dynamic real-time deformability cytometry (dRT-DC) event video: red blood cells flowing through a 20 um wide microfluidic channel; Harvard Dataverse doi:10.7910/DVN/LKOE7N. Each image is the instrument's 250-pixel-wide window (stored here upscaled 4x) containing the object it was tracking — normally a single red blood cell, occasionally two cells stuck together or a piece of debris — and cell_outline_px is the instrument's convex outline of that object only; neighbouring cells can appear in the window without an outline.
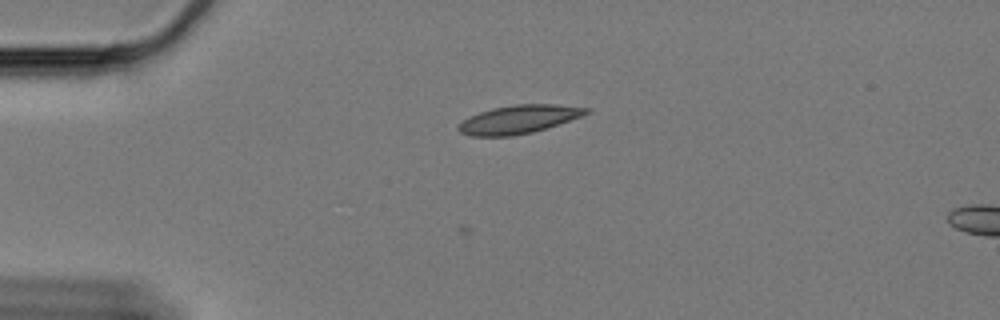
{"species": "Egyptian fruit bat (a non-hibernating species)", "species_latin": "Rousettus aegyptiacus", "temperature_condition": "cold", "stored_images_in_passage": 4, "camera_frame_rate_fps": 3000, "um_per_image_px": 0.085, "animal": {"sex": "female"}, "frame": {"image": 1, "passage_image": 4, "time_ms": 1.0, "image_size_px": [1000, 320], "cell_outline_px": [[592, 112], [532, 132], [512, 136], [472, 136], [460, 132], [456, 128], [468, 116], [492, 108], [512, 104], [556, 104], [592, 108]], "centroid_in_image_um": [44.08, 10.13], "position_along_channel_um": 40.9, "area_um2": 20.98}}